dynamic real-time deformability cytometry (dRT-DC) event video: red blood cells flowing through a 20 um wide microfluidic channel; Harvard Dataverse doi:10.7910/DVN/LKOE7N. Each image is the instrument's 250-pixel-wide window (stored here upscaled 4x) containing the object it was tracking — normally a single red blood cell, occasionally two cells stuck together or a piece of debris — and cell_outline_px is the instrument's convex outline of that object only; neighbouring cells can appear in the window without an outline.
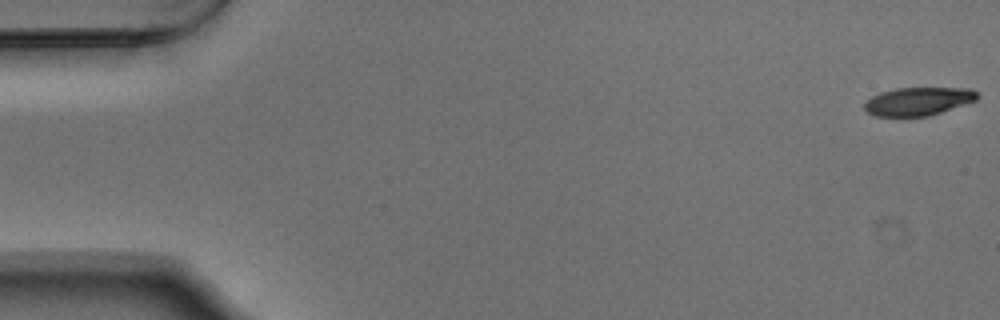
{"species": "Egyptian fruit bat (a non-hibernating species)", "species_latin": "Rousettus aegyptiacus", "temperature_condition": "warm", "stored_images_in_passage": 54, "camera_frame_rate_fps": 3000, "um_per_image_px": 0.085, "animal": {"sex": "male"}, "frame": {"image": 1, "passage_image": 1, "time_ms": 0.0, "image_size_px": [1000, 320], "cell_outline_px": [[980, 96], [976, 100], [928, 116], [900, 120], [876, 116], [868, 112], [864, 108], [864, 104], [872, 96], [880, 92], [896, 88], [972, 88]], "centroid_in_image_um": [77.99, 8.65], "position_along_channel_um": 7.0, "area_um2": 19.13}}
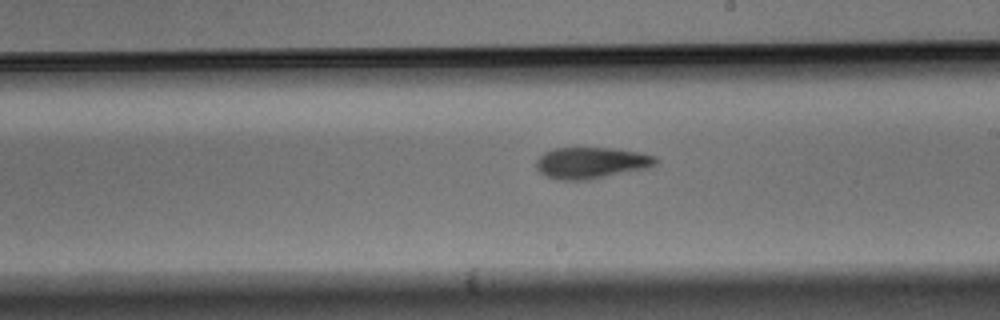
{"frame": {"image": 2, "passage_image": 31, "time_ms": 10.0, "image_size_px": [1000, 320], "cell_outline_px": [[656, 164], [648, 168], [588, 180], [564, 180], [548, 176], [540, 172], [536, 168], [536, 160], [544, 152], [556, 148], [612, 148], [636, 152], [656, 156]], "centroid_in_image_um": [50.25, 13.84], "position_along_channel_um": 238.8, "area_um2": 21.62}}
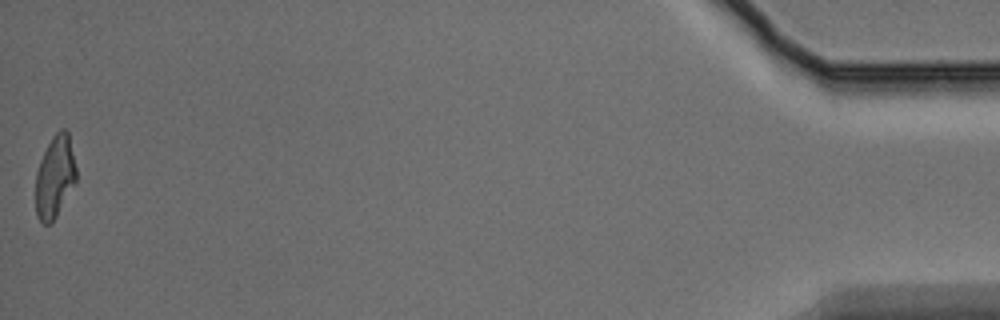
{"frame": {"image": 3, "passage_image": 54, "time_ms": 17.667, "image_size_px": [1000, 320], "cell_outline_px": [[76, 184], [52, 224], [44, 224], [36, 216], [36, 172], [40, 160], [52, 136], [60, 128], [64, 128], [68, 132], [76, 168]], "centroid_in_image_um": [4.67, 15.05], "position_along_channel_um": 430.5, "area_um2": 19.65}, "authors_computed_cell_mechanics": {"area_um2": 21.2126, "velocity_mm_per_s": 3.7542, "shape_relaxation_time_tau1_ms": 5.5917, "shape_relaxation_time_tau2_ms": 8.0312, "deformation_change_tau1": 0.2087, "deformation_change_tau2": 0.1824}}